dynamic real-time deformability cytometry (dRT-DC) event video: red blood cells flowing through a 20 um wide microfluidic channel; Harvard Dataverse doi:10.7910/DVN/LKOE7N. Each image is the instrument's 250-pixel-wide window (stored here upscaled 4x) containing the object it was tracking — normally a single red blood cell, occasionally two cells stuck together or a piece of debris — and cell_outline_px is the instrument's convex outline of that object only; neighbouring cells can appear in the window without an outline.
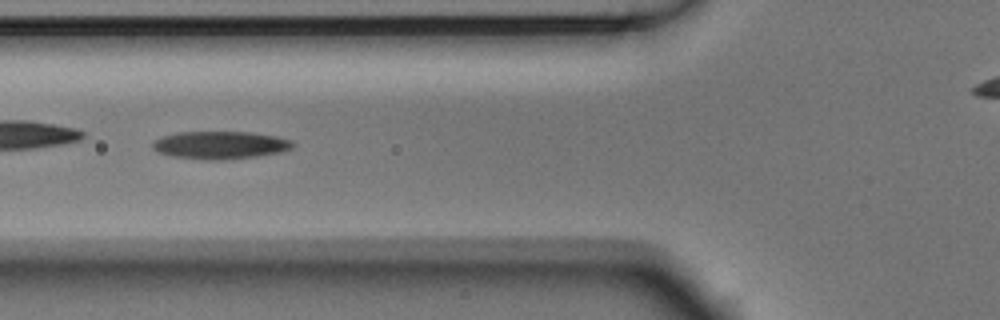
{"species": "Egyptian fruit bat (a non-hibernating species)", "species_latin": "Rousettus aegyptiacus", "temperature_condition": "room temperature", "stored_images_in_passage": 11, "camera_frame_rate_fps": 3000, "um_per_image_px": 0.085, "animal": {"sex": "male"}, "frame": {"image": 1, "passage_image": 5, "time_ms": 1.333, "image_size_px": [1000, 320], "cell_outline_px": [[296, 144], [292, 148], [280, 152], [256, 156], [220, 160], [204, 160], [172, 156], [156, 152], [152, 148], [152, 144], [156, 140], [164, 136], [176, 132], [252, 132], [276, 136], [292, 140]], "centroid_in_image_um": [18.73, 12.33], "position_along_channel_um": 107.1, "area_um2": 22.72}}
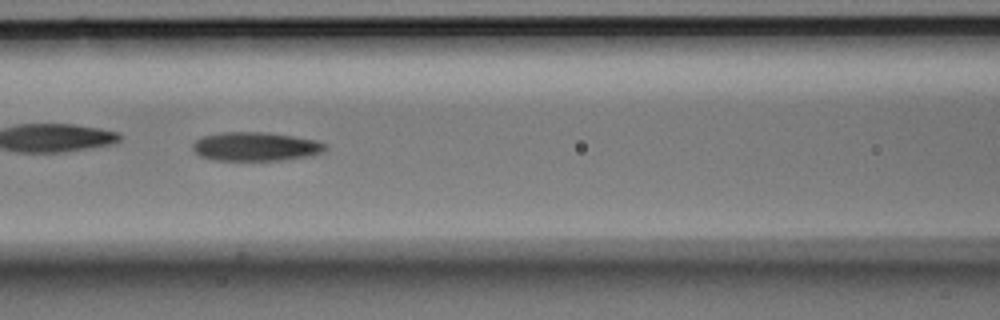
{"frame": {"image": 2, "passage_image": 8, "time_ms": 2.333, "image_size_px": [1000, 320], "cell_outline_px": [[328, 148], [324, 152], [308, 156], [284, 160], [212, 160], [200, 156], [192, 148], [192, 144], [200, 136], [220, 132], [268, 132], [316, 140], [328, 144]], "centroid_in_image_um": [21.73, 12.45], "position_along_channel_um": 144.9, "area_um2": 22.54}}